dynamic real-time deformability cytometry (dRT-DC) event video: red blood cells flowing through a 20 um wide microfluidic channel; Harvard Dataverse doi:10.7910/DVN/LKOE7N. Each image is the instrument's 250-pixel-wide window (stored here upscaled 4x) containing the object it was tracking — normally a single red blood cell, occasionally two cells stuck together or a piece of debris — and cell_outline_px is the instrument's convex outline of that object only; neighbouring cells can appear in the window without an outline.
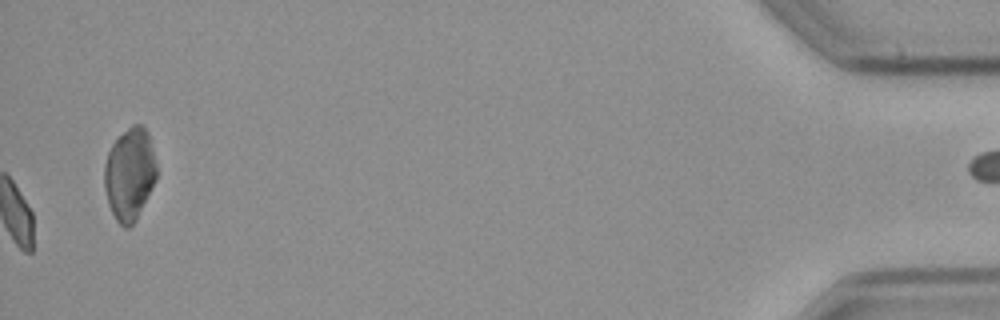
{"species": "common noctule bat (a hibernating species)", "species_latin": "Nyctalus noctula", "temperature_condition": "cold", "stored_images_in_passage": 57, "camera_frame_rate_fps": 3000, "um_per_image_px": 0.085, "animal": {"sex": "male", "body_mass_g": 23.1, "forearm_length_mm": 52.7}, "frame": {"image": 1, "passage_image": 57, "time_ms": 18.667, "image_size_px": [1000, 320], "cell_outline_px": [[156, 180], [136, 220], [128, 228], [124, 228], [116, 220], [108, 204], [104, 188], [104, 164], [108, 152], [112, 144], [132, 124], [140, 124], [148, 132], [156, 164]], "centroid_in_image_um": [11.01, 14.81], "position_along_channel_um": 424.2, "area_um2": 27.98}, "authors_computed_cell_mechanics": {"area_um2": 14.9124, "velocity_mm_per_s": 3.6037, "shape_relaxation_time_tau1_ms": 4.0586, "shape_relaxation_time_tau2_ms": null, "deformation_change_tau1": 0.0927, "deformation_change_tau2": null}}